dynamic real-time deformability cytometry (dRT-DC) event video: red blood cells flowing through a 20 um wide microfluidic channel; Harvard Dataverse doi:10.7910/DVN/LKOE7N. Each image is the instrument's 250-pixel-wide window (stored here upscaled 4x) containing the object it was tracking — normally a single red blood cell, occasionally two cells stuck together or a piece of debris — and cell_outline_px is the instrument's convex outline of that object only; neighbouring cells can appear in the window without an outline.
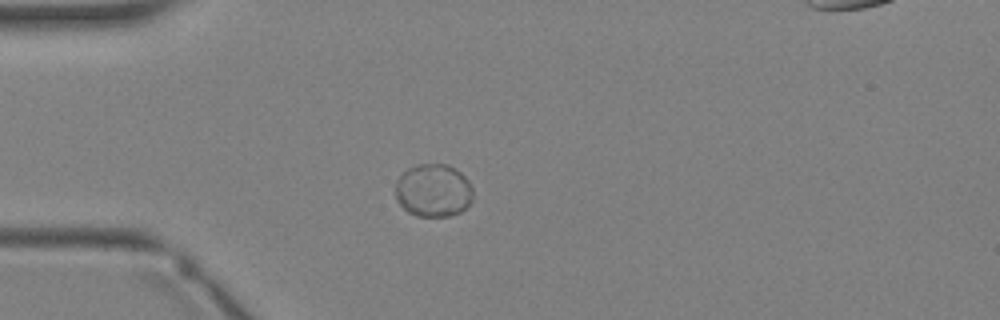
{"species": "Egyptian fruit bat (a non-hibernating species)", "species_latin": "Rousettus aegyptiacus", "temperature_condition": "warm", "stored_images_in_passage": 1, "camera_frame_rate_fps": 3000, "um_per_image_px": 0.085, "animal": {"sex": "female"}, "frame": {"image": 1, "passage_image": 1, "time_ms": 0.0, "image_size_px": [1000, 320], "cell_outline_px": [[472, 200], [460, 212], [452, 216], [416, 216], [408, 212], [396, 200], [396, 180], [408, 168], [420, 164], [448, 164], [460, 172], [468, 180], [472, 188]], "centroid_in_image_um": [36.83, 16.19], "position_along_channel_um": 48.2, "area_um2": 23.93}}